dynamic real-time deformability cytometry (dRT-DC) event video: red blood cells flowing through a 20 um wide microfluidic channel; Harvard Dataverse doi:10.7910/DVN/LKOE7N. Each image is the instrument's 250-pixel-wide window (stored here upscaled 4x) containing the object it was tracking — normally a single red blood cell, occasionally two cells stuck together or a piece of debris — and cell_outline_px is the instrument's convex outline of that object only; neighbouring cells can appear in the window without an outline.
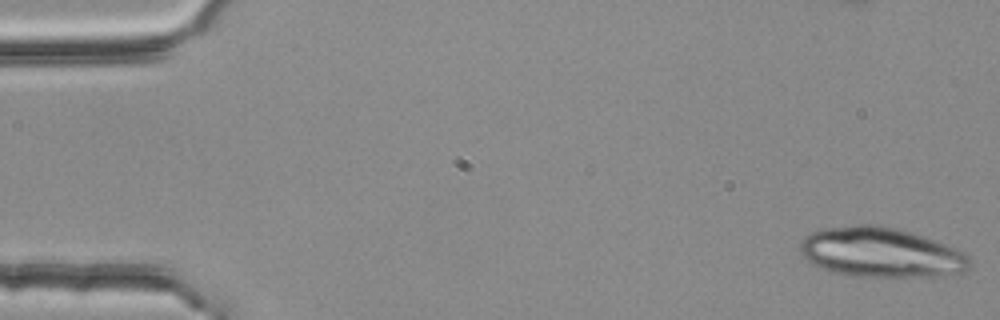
{"species": "common noctule bat (a hibernating species)", "species_latin": "Nyctalus noctula", "temperature_condition": "room temperature", "stored_images_in_passage": 4, "camera_frame_rate_fps": 3000, "um_per_image_px": 0.085, "animal": {"sex": "female", "body_mass_g": 25.1}, "frame": {"image": 1, "passage_image": 1, "time_ms": 0.0, "image_size_px": [1000, 320], "cell_outline_px": [[968, 268], [964, 272], [940, 276], [848, 276], [824, 268], [808, 260], [800, 252], [800, 240], [804, 236], [820, 228], [856, 224], [876, 224], [900, 228], [936, 240], [956, 248], [964, 252], [968, 256]], "centroid_in_image_um": [74.87, 21.43], "position_along_channel_um": 10.1, "area_um2": 49.3}}